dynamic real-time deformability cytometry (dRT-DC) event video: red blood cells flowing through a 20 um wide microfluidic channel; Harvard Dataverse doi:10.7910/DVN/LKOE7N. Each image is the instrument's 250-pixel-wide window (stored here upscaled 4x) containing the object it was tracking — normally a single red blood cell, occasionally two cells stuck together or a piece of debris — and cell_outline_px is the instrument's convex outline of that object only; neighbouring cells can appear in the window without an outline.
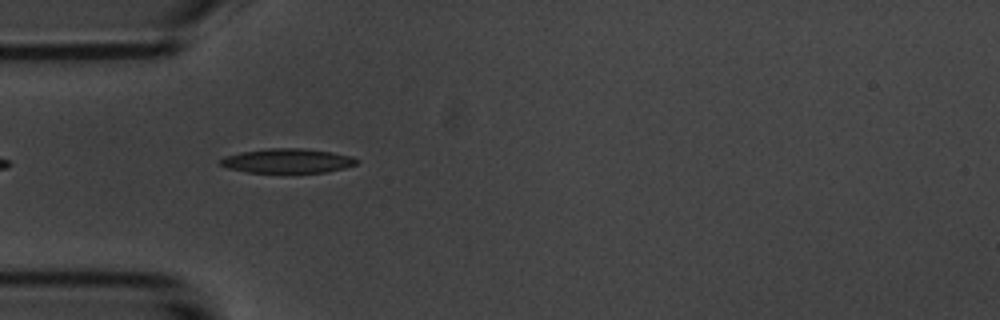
{"species": "common noctule bat (a hibernating species)", "species_latin": "Nyctalus noctula", "temperature_condition": "room temperature", "stored_images_in_passage": 4, "camera_frame_rate_fps": 3000, "um_per_image_px": 0.085, "animal": {"sex": "male", "body_mass_g": 20.1, "forearm_length_mm": 53.5}, "frame": {"image": 1, "passage_image": 1, "time_ms": 0.0, "image_size_px": [1000, 320], "cell_outline_px": [[360, 160], [356, 164], [344, 168], [324, 172], [280, 176], [248, 172], [228, 168], [220, 164], [220, 160], [224, 156], [240, 152], [268, 148], [304, 148], [352, 156]], "centroid_in_image_um": [24.41, 13.72], "position_along_channel_um": 60.6, "area_um2": 20.29}}